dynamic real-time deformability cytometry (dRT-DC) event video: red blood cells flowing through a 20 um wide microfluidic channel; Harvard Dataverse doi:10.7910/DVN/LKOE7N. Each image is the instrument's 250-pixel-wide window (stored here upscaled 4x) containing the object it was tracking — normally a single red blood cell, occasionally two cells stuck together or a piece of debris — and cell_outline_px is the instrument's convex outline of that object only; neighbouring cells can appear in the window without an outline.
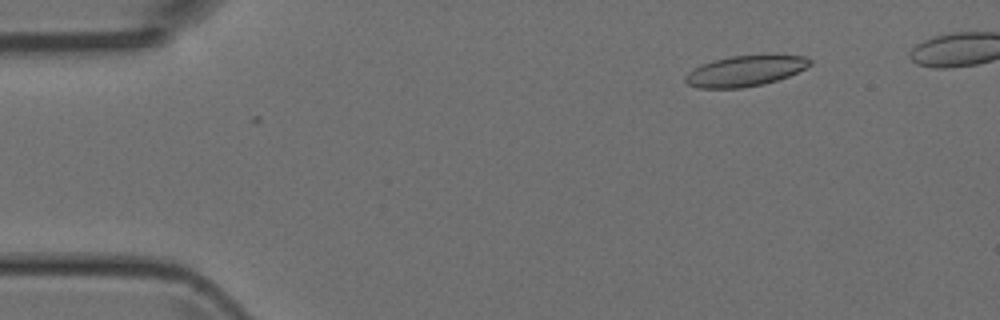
{"species": "Egyptian fruit bat (a non-hibernating species)", "species_latin": "Rousettus aegyptiacus", "temperature_condition": "room temperature", "stored_images_in_passage": 42, "camera_frame_rate_fps": 3000, "um_per_image_px": 0.085, "animal": {"sex": "female"}, "frame": {"image": 1, "passage_image": 4, "time_ms": 1.0, "image_size_px": [1000, 320], "cell_outline_px": [[812, 64], [788, 76], [764, 84], [740, 88], [700, 88], [688, 84], [684, 80], [684, 76], [692, 68], [712, 60], [732, 56], [804, 56], [812, 60]], "centroid_in_image_um": [63.28, 6.04], "position_along_channel_um": 21.7, "area_um2": 21.91}}
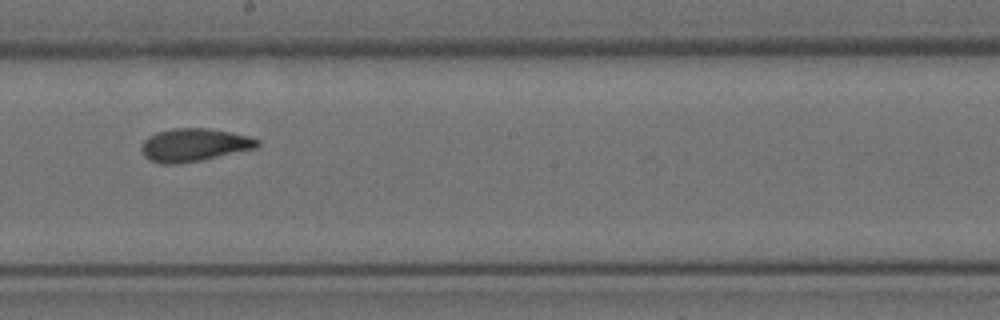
{"frame": {"image": 2, "passage_image": 25, "time_ms": 8.0, "image_size_px": [1000, 320], "cell_outline_px": [[260, 144], [256, 148], [200, 160], [176, 164], [160, 164], [148, 160], [144, 156], [140, 148], [144, 140], [148, 136], [156, 132], [172, 128], [208, 128], [232, 132], [248, 136], [260, 140]], "centroid_in_image_um": [16.46, 12.31], "position_along_channel_um": 231.7, "area_um2": 22.37}}
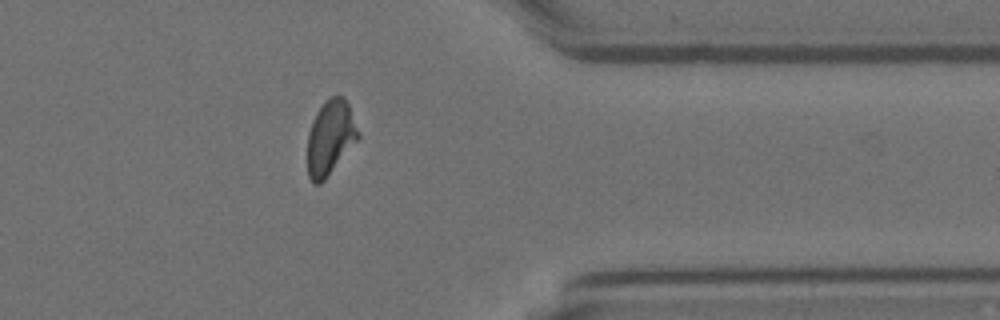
{"frame": {"image": 3, "passage_image": 37, "time_ms": 12.0, "image_size_px": [1000, 320], "cell_outline_px": [[360, 136], [324, 180], [320, 184], [312, 184], [308, 176], [308, 132], [312, 120], [316, 112], [332, 96], [344, 96], [348, 104], [360, 132]], "centroid_in_image_um": [28.07, 11.7], "position_along_channel_um": 383.3, "area_um2": 21.73}}